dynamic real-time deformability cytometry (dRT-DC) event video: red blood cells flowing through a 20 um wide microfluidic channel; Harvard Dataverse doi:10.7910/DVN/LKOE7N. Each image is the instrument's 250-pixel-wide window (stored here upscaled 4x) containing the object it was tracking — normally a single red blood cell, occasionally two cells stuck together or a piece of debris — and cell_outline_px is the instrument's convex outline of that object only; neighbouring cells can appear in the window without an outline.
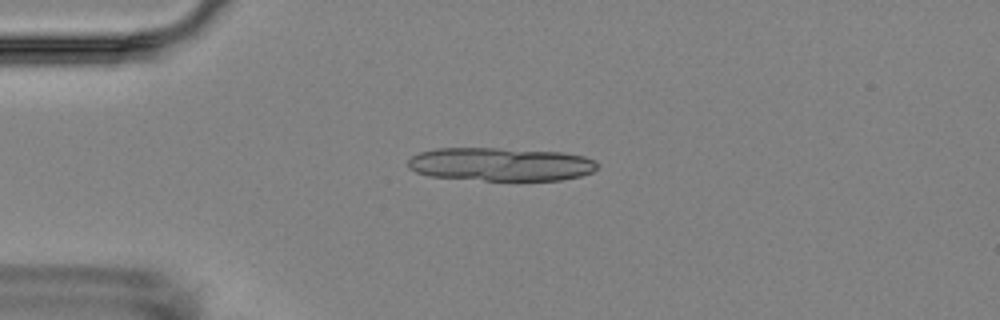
{"species": "Egyptian fruit bat (a non-hibernating species)", "species_latin": "Rousettus aegyptiacus", "temperature_condition": "room temperature", "stored_images_in_passage": 3, "camera_frame_rate_fps": 3000, "um_per_image_px": 0.085, "animal": {"sex": "female"}, "frame": {"image": 1, "passage_image": 1, "time_ms": 0.0, "image_size_px": [1000, 320], "cell_outline_px": [[600, 164], [592, 172], [580, 176], [560, 180], [484, 180], [428, 176], [416, 172], [408, 168], [408, 160], [412, 156], [420, 152], [436, 148], [496, 148], [560, 152], [584, 156], [596, 160]], "centroid_in_image_um": [42.55, 13.96], "position_along_channel_um": 42.4, "area_um2": 36.88}}